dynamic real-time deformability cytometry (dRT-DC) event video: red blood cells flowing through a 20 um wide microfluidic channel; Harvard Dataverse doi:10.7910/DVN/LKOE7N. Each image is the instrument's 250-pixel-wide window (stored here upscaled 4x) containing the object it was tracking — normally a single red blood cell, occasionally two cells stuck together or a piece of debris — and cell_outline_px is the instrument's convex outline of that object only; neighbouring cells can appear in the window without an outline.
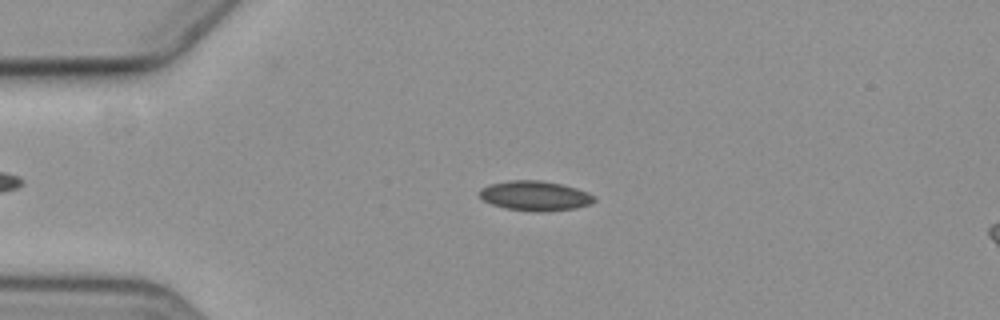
{"species": "common noctule bat (a hibernating species)", "species_latin": "Nyctalus noctula", "temperature_condition": "cold", "stored_images_in_passage": 6, "camera_frame_rate_fps": 3000, "um_per_image_px": 0.085, "animal": {"sex": "female", "body_mass_g": 19.3, "forearm_length_mm": 54.1}, "frame": {"image": 1, "passage_image": 4, "time_ms": 3.667, "image_size_px": [1000, 320], "cell_outline_px": [[596, 200], [592, 204], [576, 208], [544, 212], [532, 212], [504, 208], [492, 204], [484, 200], [480, 196], [480, 188], [488, 184], [512, 180], [540, 180], [560, 184], [576, 188], [588, 192], [596, 196]], "centroid_in_image_um": [45.5, 16.65], "position_along_channel_um": 39.5, "area_um2": 20.11}}
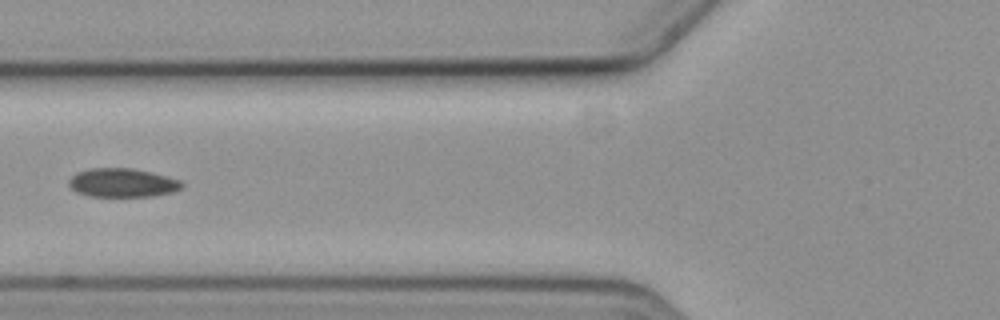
{"frame": {"image": 2, "passage_image": 6, "time_ms": 6.667, "image_size_px": [1000, 320], "cell_outline_px": [[184, 188], [172, 192], [156, 196], [88, 196], [76, 192], [68, 184], [68, 180], [76, 172], [88, 168], [132, 168], [152, 172], [180, 180], [184, 184]], "centroid_in_image_um": [10.41, 15.53], "position_along_channel_um": 115.4, "area_um2": 19.13}}